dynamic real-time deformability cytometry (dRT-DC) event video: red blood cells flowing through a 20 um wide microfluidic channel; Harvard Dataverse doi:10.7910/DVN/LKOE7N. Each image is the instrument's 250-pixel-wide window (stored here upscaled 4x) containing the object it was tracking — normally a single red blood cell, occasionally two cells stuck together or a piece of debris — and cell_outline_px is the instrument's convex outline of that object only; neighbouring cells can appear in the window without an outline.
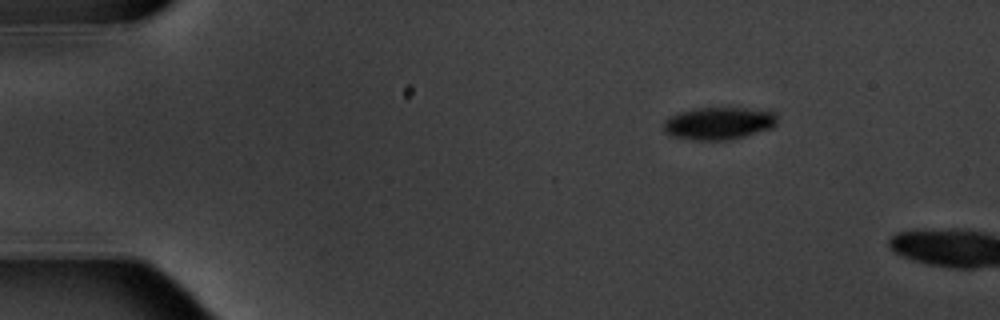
{"species": "common noctule bat (a hibernating species)", "species_latin": "Nyctalus noctula", "temperature_condition": "warm", "stored_images_in_passage": 2, "camera_frame_rate_fps": 3000, "um_per_image_px": 0.085, "animal": {"sex": "male", "body_mass_g": 20.1, "forearm_length_mm": 53.5}, "frame": {"image": 1, "passage_image": 1, "time_ms": 0.0, "image_size_px": [1000, 320], "cell_outline_px": [[776, 124], [772, 128], [744, 136], [728, 140], [696, 140], [672, 136], [664, 132], [664, 120], [668, 116], [680, 112], [700, 108], [744, 108], [772, 112], [776, 116]], "centroid_in_image_um": [61.05, 10.49], "position_along_channel_um": 23.9, "area_um2": 21.27}}